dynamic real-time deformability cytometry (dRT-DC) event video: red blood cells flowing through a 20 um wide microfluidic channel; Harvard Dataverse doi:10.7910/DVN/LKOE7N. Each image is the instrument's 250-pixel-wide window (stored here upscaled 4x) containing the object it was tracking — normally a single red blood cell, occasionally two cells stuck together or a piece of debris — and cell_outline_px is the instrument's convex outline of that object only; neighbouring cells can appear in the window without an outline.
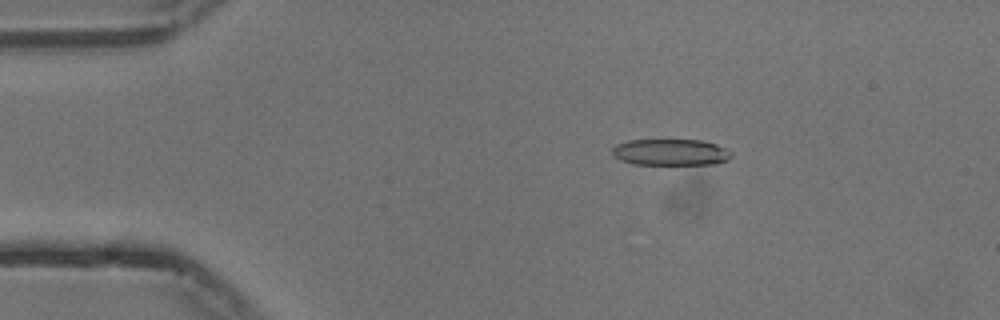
{"species": "common noctule bat (a hibernating species)", "species_latin": "Nyctalus noctula", "temperature_condition": "cold", "stored_images_in_passage": 55, "camera_frame_rate_fps": 3000, "um_per_image_px": 0.085, "animal": {"sex": "male", "body_mass_g": 13.3}, "frame": {"image": 1, "passage_image": 10, "time_ms": 3.0, "image_size_px": [1000, 320], "cell_outline_px": [[732, 156], [728, 160], [716, 164], [632, 164], [620, 160], [612, 156], [612, 148], [616, 144], [628, 140], [700, 140], [716, 144], [732, 152]], "centroid_in_image_um": [56.98, 12.94], "position_along_channel_um": 28.0, "area_um2": 18.44}}
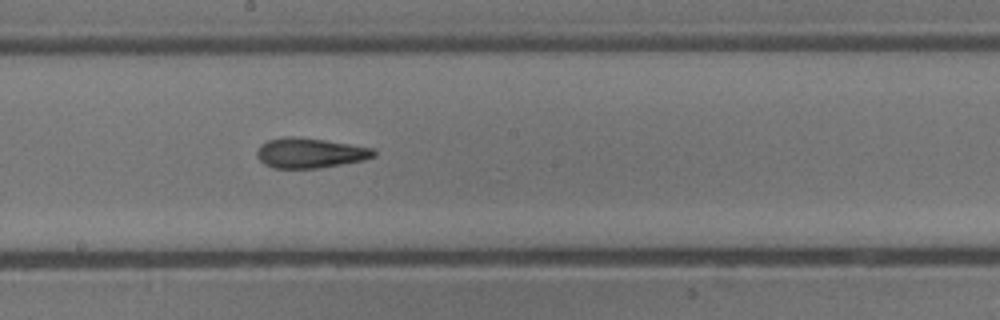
{"frame": {"image": 2, "passage_image": 30, "time_ms": 9.667, "image_size_px": [1000, 320], "cell_outline_px": [[376, 156], [364, 160], [320, 168], [272, 168], [264, 164], [256, 156], [256, 152], [260, 144], [268, 140], [284, 136], [292, 136], [324, 140], [376, 148]], "centroid_in_image_um": [26.35, 13.0], "position_along_channel_um": 221.8, "area_um2": 20.63}}
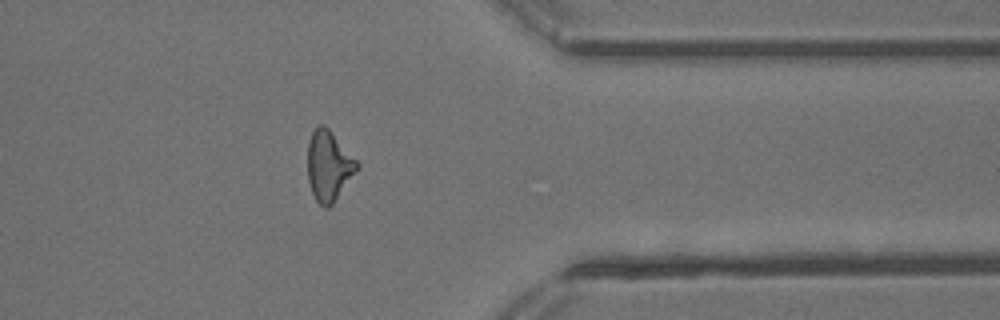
{"frame": {"image": 3, "passage_image": 44, "time_ms": 14.333, "image_size_px": [1000, 320], "cell_outline_px": [[360, 168], [332, 204], [328, 208], [324, 208], [316, 200], [312, 192], [308, 180], [308, 144], [312, 132], [320, 124], [324, 124], [328, 128], [360, 164]], "centroid_in_image_um": [27.96, 14.11], "position_along_channel_um": 383.4, "area_um2": 20.06}, "authors_computed_cell_mechanics": {"area_um2": 19.9988, "velocity_mm_per_s": 3.7648, "shape_relaxation_time_tau1_ms": 6.7267, "shape_relaxation_time_tau2_ms": 3.076, "deformation_change_tau1": 0.196, "deformation_change_tau2": 0.1298}}